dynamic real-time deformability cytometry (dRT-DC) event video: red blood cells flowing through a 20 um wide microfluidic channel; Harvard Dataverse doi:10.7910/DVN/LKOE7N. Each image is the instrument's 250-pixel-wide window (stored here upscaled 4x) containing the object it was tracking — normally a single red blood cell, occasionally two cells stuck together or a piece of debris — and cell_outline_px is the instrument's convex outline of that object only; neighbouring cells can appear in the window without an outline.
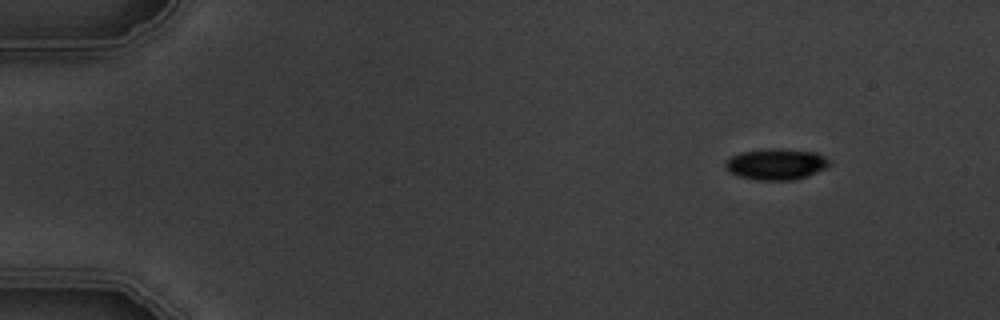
{"species": "common noctule bat (a hibernating species)", "species_latin": "Nyctalus noctula", "temperature_condition": "warm", "stored_images_in_passage": 4, "camera_frame_rate_fps": 3000, "um_per_image_px": 0.085, "animal": {"sex": "male", "body_mass_g": 19.5, "forearm_length_mm": 54.6}, "frame": {"image": 1, "passage_image": 1, "time_ms": 0.0, "image_size_px": [1000, 320], "cell_outline_px": [[832, 164], [828, 168], [808, 176], [796, 180], [756, 180], [740, 176], [728, 172], [724, 164], [724, 160], [740, 152], [768, 148], [780, 148], [816, 152], [832, 160]], "centroid_in_image_um": [66.01, 13.95], "position_along_channel_um": 19.0, "area_um2": 19.36}}
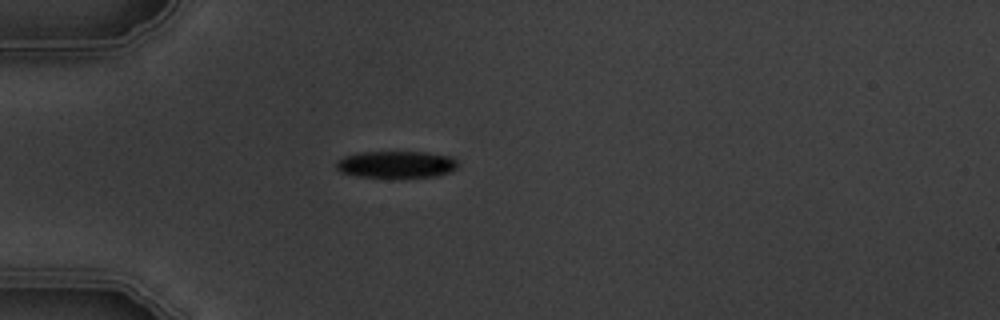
{"frame": {"image": 2, "passage_image": 4, "time_ms": 3.333, "image_size_px": [1000, 320], "cell_outline_px": [[456, 168], [448, 172], [436, 176], [388, 180], [356, 176], [340, 172], [336, 168], [336, 160], [344, 156], [356, 152], [424, 152], [448, 156], [456, 160]], "centroid_in_image_um": [33.59, 14.02], "position_along_channel_um": 51.4, "area_um2": 19.83}}